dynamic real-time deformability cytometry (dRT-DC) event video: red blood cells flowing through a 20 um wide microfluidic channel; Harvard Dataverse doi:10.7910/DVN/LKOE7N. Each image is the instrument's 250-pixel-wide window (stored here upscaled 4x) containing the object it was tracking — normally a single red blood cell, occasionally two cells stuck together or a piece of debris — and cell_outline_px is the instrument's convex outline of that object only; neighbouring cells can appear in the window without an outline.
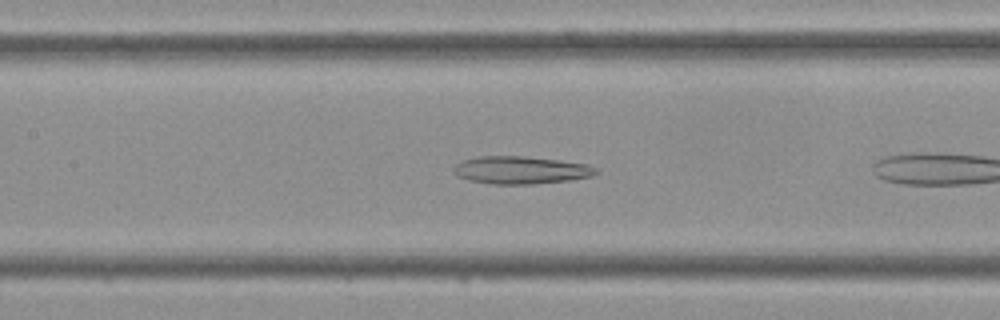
{"species": "Egyptian fruit bat (a non-hibernating species)", "species_latin": "Rousettus aegyptiacus", "temperature_condition": "cold", "stored_images_in_passage": 10, "camera_frame_rate_fps": 3000, "um_per_image_px": 0.085, "frame": {"image": 1, "passage_image": 7, "time_ms": 2.0, "image_size_px": [1000, 320], "cell_outline_px": [[600, 172], [592, 176], [568, 180], [532, 184], [492, 184], [468, 180], [456, 176], [452, 172], [452, 168], [456, 164], [464, 160], [476, 156], [524, 156], [560, 160], [588, 164], [600, 168]], "centroid_in_image_um": [44.27, 14.45], "position_along_channel_um": 163.1, "area_um2": 23.24}}